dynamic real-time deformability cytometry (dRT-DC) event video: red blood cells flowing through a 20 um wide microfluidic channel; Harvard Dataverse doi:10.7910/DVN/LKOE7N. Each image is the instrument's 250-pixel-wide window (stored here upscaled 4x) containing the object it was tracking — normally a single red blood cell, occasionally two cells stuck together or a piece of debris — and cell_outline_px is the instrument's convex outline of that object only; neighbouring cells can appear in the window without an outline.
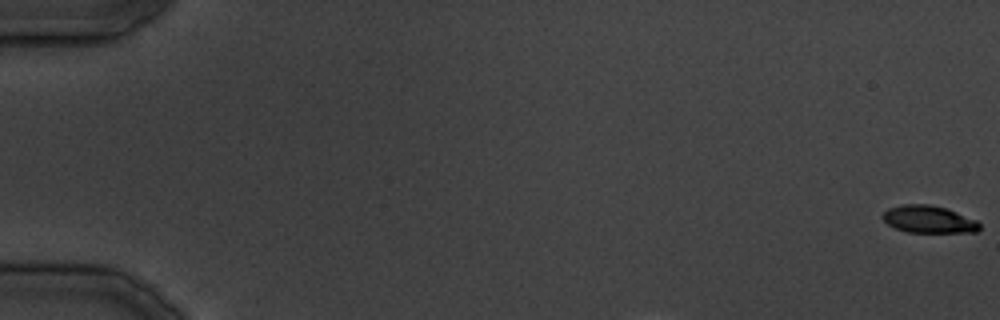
{"species": "common noctule bat (a hibernating species)", "species_latin": "Nyctalus noctula", "temperature_condition": "cold", "stored_images_in_passage": 32, "camera_frame_rate_fps": 3000, "um_per_image_px": 0.085, "animal": {"sex": "male", "body_mass_g": 19.5, "forearm_length_mm": 54.6}, "frame": {"image": 1, "passage_image": 1, "time_ms": 0.0, "image_size_px": [1000, 320], "cell_outline_px": [[980, 228], [976, 232], [908, 232], [896, 228], [888, 224], [880, 216], [888, 208], [900, 204], [928, 204], [944, 208], [956, 212], [976, 220], [980, 224]], "centroid_in_image_um": [78.91, 18.64], "position_along_channel_um": 6.1, "area_um2": 15.32}}
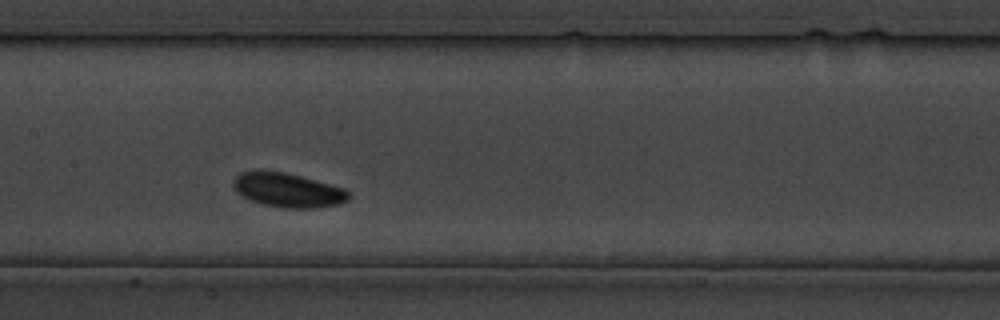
{"frame": {"image": 2, "passage_image": 15, "time_ms": 16.667, "image_size_px": [1000, 320], "cell_outline_px": [[352, 196], [348, 200], [340, 204], [312, 208], [284, 208], [264, 204], [252, 200], [236, 192], [232, 184], [232, 180], [240, 172], [284, 172], [316, 180], [344, 188]], "centroid_in_image_um": [24.5, 16.17], "position_along_channel_um": 182.9, "area_um2": 22.66}}
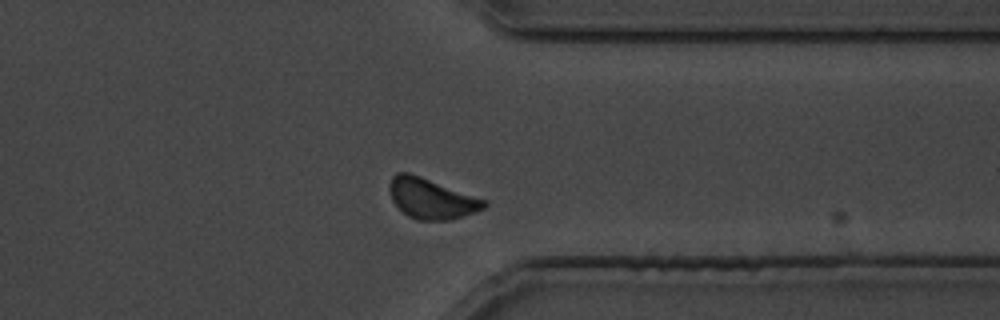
{"frame": {"image": 3, "passage_image": 26, "time_ms": 30.0, "image_size_px": [1000, 320], "cell_outline_px": [[488, 204], [484, 208], [476, 212], [448, 220], [416, 220], [408, 216], [392, 200], [388, 188], [388, 184], [392, 176], [396, 172], [408, 172], [420, 176], [488, 200]], "centroid_in_image_um": [36.67, 16.87], "position_along_channel_um": 374.7, "area_um2": 22.31}}